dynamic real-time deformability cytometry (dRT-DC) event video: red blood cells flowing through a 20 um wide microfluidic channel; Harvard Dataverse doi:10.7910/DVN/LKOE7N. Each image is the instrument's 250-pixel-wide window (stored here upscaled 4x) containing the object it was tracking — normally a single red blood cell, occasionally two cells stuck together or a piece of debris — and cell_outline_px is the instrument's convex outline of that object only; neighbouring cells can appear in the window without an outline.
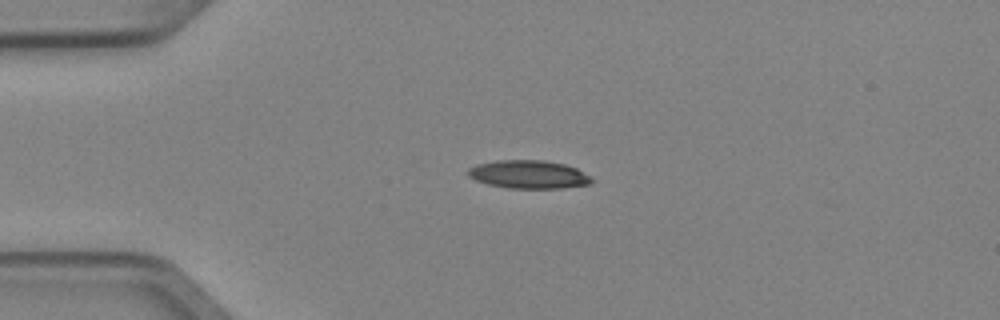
{"species": "Egyptian fruit bat (a non-hibernating species)", "species_latin": "Rousettus aegyptiacus", "temperature_condition": "cold", "stored_images_in_passage": 4, "camera_frame_rate_fps": 3000, "um_per_image_px": 0.085, "animal": {"sex": "female"}, "frame": {"image": 1, "passage_image": 3, "time_ms": 0.667, "image_size_px": [1000, 320], "cell_outline_px": [[596, 180], [592, 184], [560, 188], [508, 188], [488, 184], [476, 180], [468, 176], [468, 168], [476, 164], [496, 160], [544, 160], [564, 164], [576, 168]], "centroid_in_image_um": [44.95, 14.82], "position_along_channel_um": 40.1, "area_um2": 20.4}}